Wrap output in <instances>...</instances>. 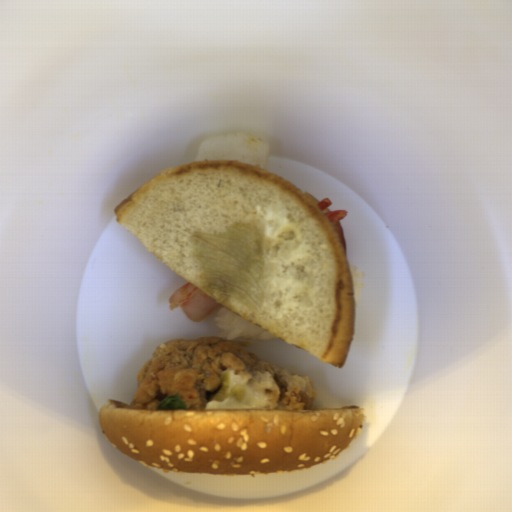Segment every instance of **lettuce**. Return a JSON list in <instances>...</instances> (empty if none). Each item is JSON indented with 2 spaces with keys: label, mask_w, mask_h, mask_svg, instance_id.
<instances>
[{
  "label": "lettuce",
  "mask_w": 512,
  "mask_h": 512,
  "mask_svg": "<svg viewBox=\"0 0 512 512\" xmlns=\"http://www.w3.org/2000/svg\"><path fill=\"white\" fill-rule=\"evenodd\" d=\"M220 387L210 396L209 401L218 402L228 400L229 397L240 398L246 394V389L242 385L236 384L229 388L230 373L227 370L221 372L219 376Z\"/></svg>",
  "instance_id": "lettuce-2"
},
{
  "label": "lettuce",
  "mask_w": 512,
  "mask_h": 512,
  "mask_svg": "<svg viewBox=\"0 0 512 512\" xmlns=\"http://www.w3.org/2000/svg\"><path fill=\"white\" fill-rule=\"evenodd\" d=\"M186 403L180 397L179 392H175L174 395L166 396L158 405L157 411L161 410H186Z\"/></svg>",
  "instance_id": "lettuce-3"
},
{
  "label": "lettuce",
  "mask_w": 512,
  "mask_h": 512,
  "mask_svg": "<svg viewBox=\"0 0 512 512\" xmlns=\"http://www.w3.org/2000/svg\"><path fill=\"white\" fill-rule=\"evenodd\" d=\"M191 252L199 262L197 287L217 302L235 298L255 313L263 308L261 285L266 257L265 237L257 225L230 221L224 231L195 228Z\"/></svg>",
  "instance_id": "lettuce-1"
}]
</instances>
